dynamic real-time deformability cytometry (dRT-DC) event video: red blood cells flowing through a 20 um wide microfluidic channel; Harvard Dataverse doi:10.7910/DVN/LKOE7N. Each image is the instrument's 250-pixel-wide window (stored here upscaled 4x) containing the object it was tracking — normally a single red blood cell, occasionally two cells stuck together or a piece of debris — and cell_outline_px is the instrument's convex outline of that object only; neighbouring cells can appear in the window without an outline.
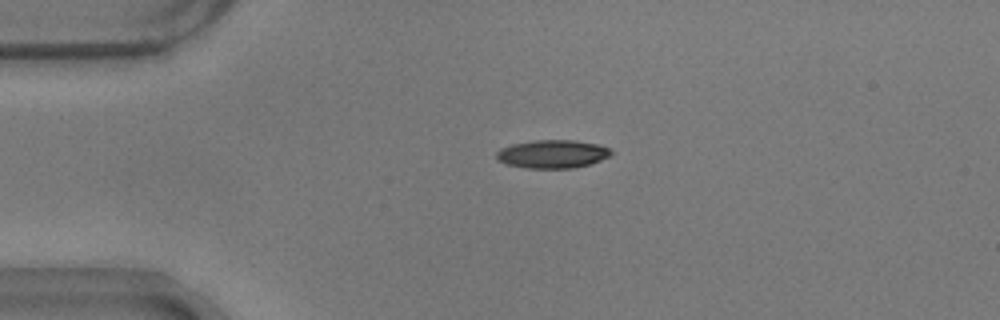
{"species": "common noctule bat (a hibernating species)", "species_latin": "Nyctalus noctula", "temperature_condition": "warm", "stored_images_in_passage": 43, "camera_frame_rate_fps": 3000, "um_per_image_px": 0.085, "animal": {"sex": "male", "body_mass_g": 17.9}, "frame": {"image": 1, "passage_image": 1, "time_ms": 0.0, "image_size_px": [1000, 320], "cell_outline_px": [[612, 156], [588, 164], [572, 168], [528, 168], [508, 164], [500, 160], [496, 156], [496, 152], [500, 148], [512, 144], [536, 140], [572, 140], [600, 144], [608, 148], [612, 152]], "centroid_in_image_um": [46.98, 13.08], "position_along_channel_um": 38.0, "area_um2": 18.73}}
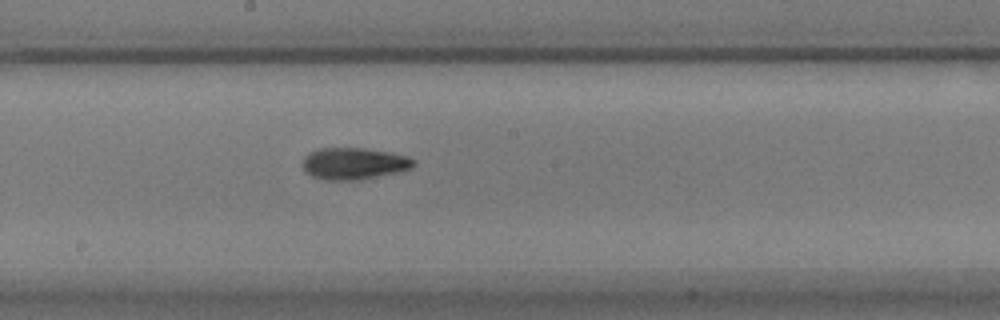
{"frame": {"image": 2, "passage_image": 18, "time_ms": 5.667, "image_size_px": [1000, 320], "cell_outline_px": [[416, 164], [412, 168], [396, 172], [360, 180], [324, 180], [312, 176], [304, 172], [304, 156], [308, 152], [316, 148], [364, 148], [392, 152], [408, 156], [416, 160]], "centroid_in_image_um": [30.09, 13.89], "position_along_channel_um": 218.1, "area_um2": 20.81}}
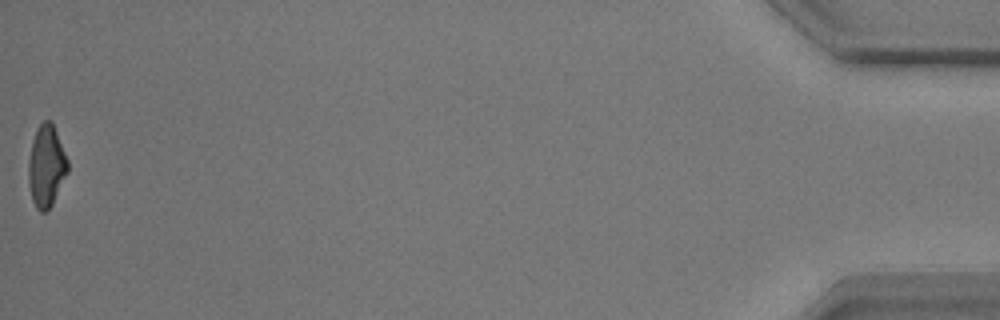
{"frame": {"image": 3, "passage_image": 43, "time_ms": 14.0, "image_size_px": [1000, 320], "cell_outline_px": [[68, 172], [52, 204], [44, 212], [40, 212], [36, 208], [32, 200], [28, 180], [28, 160], [32, 140], [36, 128], [44, 120], [52, 120], [68, 160]], "centroid_in_image_um": [3.93, 14.08], "position_along_channel_um": 431.3, "area_um2": 18.84}, "authors_computed_cell_mechanics": {"area_um2": 19.4786, "velocity_mm_per_s": 3.725, "shape_relaxation_time_tau1_ms": 5.1477, "shape_relaxation_time_tau2_ms": 2.4797, "deformation_change_tau1": 0.1888, "deformation_change_tau2": 0.0964}}